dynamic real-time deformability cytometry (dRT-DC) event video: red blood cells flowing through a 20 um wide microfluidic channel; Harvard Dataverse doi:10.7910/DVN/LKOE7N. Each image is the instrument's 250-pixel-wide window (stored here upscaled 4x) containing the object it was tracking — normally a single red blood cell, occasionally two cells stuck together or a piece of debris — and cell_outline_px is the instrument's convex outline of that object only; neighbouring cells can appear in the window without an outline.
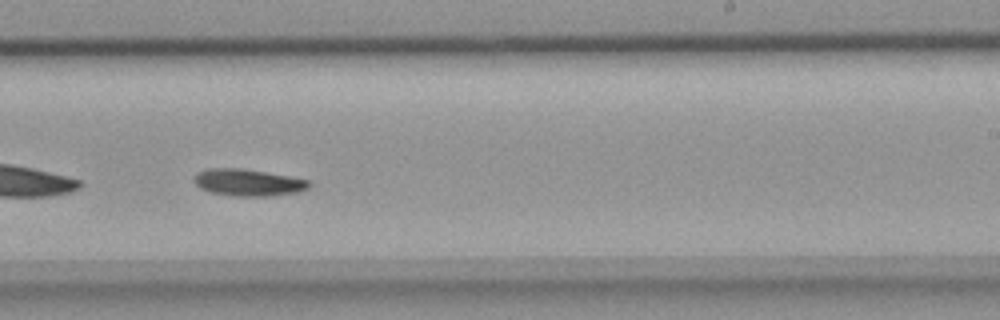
{"species": "common noctule bat (a hibernating species)", "species_latin": "Nyctalus noctula", "temperature_condition": "room temperature", "stored_images_in_passage": 24, "camera_frame_rate_fps": 3000, "um_per_image_px": 0.085, "animal": {"sex": "female", "body_mass_g": 18.4}, "frame": {"image": 1, "passage_image": 17, "time_ms": 5.333, "image_size_px": [1000, 320], "cell_outline_px": [[312, 184], [308, 188], [300, 192], [272, 196], [236, 196], [212, 192], [200, 188], [192, 180], [196, 172], [208, 168], [240, 168], [288, 176], [308, 180]], "centroid_in_image_um": [21.08, 15.51], "position_along_channel_um": 267.9, "area_um2": 18.03}}